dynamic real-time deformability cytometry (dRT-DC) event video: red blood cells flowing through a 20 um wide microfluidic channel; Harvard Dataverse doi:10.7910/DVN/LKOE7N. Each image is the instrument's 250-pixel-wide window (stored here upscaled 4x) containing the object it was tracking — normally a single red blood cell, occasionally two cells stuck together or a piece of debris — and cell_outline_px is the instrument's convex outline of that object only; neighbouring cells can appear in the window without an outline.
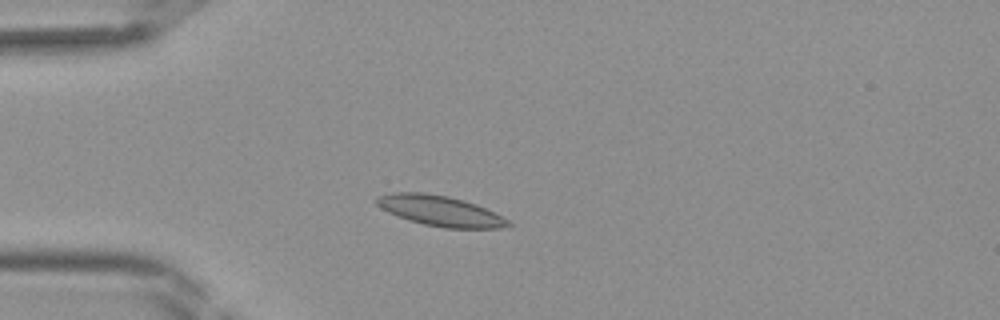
{"species": "Egyptian fruit bat (a non-hibernating species)", "species_latin": "Rousettus aegyptiacus", "temperature_condition": "room temperature", "stored_images_in_passage": 38, "camera_frame_rate_fps": 3000, "um_per_image_px": 0.085, "frame": {"image": 1, "passage_image": 8, "time_ms": 2.333, "image_size_px": [1000, 320], "cell_outline_px": [[512, 224], [500, 228], [444, 228], [424, 224], [408, 220], [388, 212], [380, 208], [376, 204], [376, 196], [392, 192], [424, 192], [448, 196], [464, 200], [476, 204], [508, 220]], "centroid_in_image_um": [37.35, 17.91], "position_along_channel_um": 47.6, "area_um2": 23.18}}
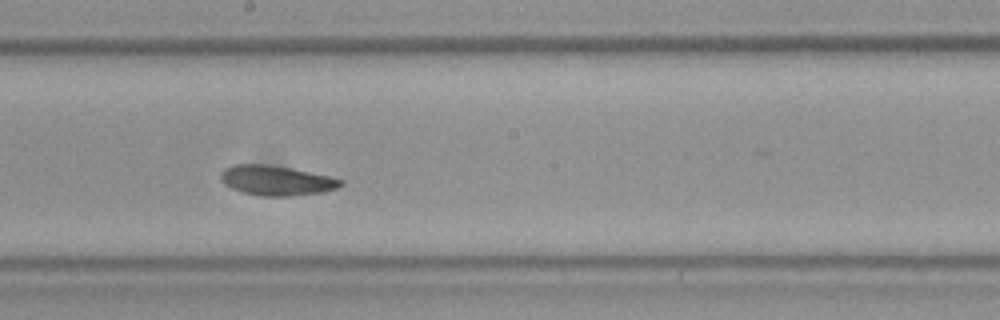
{"frame": {"image": 2, "passage_image": 20, "time_ms": 6.333, "image_size_px": [1000, 320], "cell_outline_px": [[344, 184], [336, 188], [320, 192], [292, 196], [264, 196], [244, 192], [232, 188], [224, 184], [220, 176], [220, 172], [224, 168], [232, 164], [268, 164], [328, 176], [344, 180]], "centroid_in_image_um": [23.45, 15.33], "position_along_channel_um": 224.7, "area_um2": 20.63}}
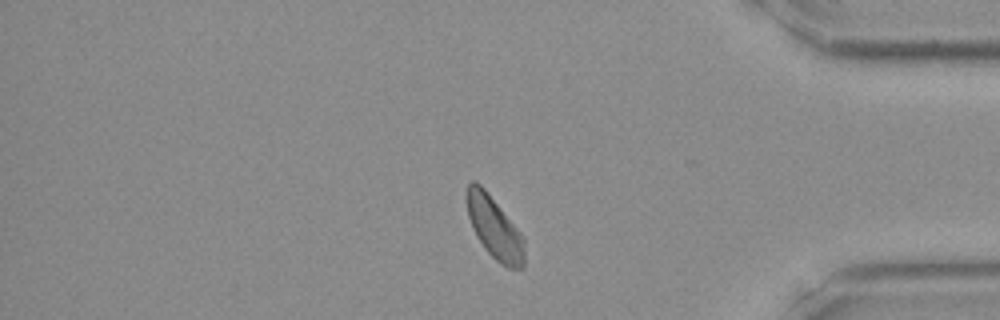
{"frame": {"image": 3, "passage_image": 32, "time_ms": 10.333, "image_size_px": [1000, 320], "cell_outline_px": [[524, 268], [508, 268], [500, 264], [484, 248], [476, 236], [472, 228], [468, 216], [464, 196], [468, 184], [472, 180], [476, 180], [484, 188], [520, 232], [524, 240]], "centroid_in_image_um": [41.99, 19.34], "position_along_channel_um": 393.2, "area_um2": 20.98}}